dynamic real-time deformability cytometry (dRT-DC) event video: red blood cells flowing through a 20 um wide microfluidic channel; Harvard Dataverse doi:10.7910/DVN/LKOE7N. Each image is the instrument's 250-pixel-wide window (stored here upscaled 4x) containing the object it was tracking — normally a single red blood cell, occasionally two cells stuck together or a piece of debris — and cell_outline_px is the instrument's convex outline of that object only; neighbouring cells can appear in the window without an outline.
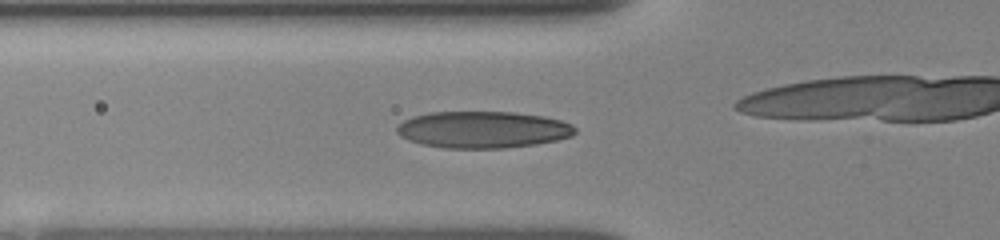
{"species": "human", "species_latin": "Homo sapiens", "temperature_condition": "room temperature", "stored_images_in_passage": 25, "camera_frame_rate_fps": 3000, "um_per_image_px": 0.085, "donor": {"sex": "female"}, "frame": {"image": 1, "passage_image": 19, "time_ms": 5.667, "image_size_px": [1000, 240], "cell_outline_px": [[576, 132], [572, 136], [556, 140], [536, 144], [504, 148], [444, 148], [420, 144], [408, 140], [400, 136], [396, 132], [396, 128], [404, 120], [412, 116], [432, 112], [516, 112], [544, 116], [560, 120], [572, 124], [576, 128]], "centroid_in_image_um": [41.04, 11.02], "position_along_channel_um": 84.8, "area_um2": 38.38}}
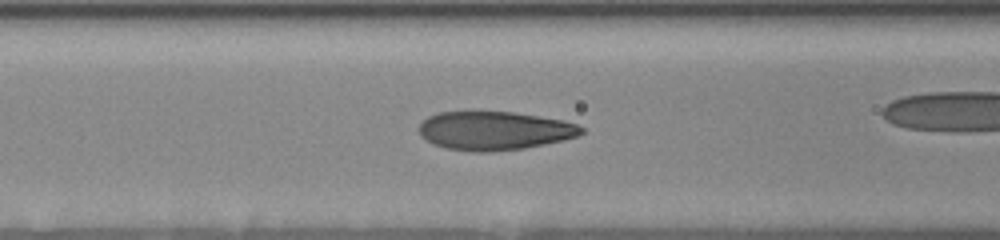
{"frame": {"image": 2, "passage_image": 22, "time_ms": 6.667, "image_size_px": [1000, 240], "cell_outline_px": [[584, 132], [576, 136], [564, 140], [524, 148], [488, 152], [476, 152], [444, 148], [432, 144], [420, 136], [416, 128], [428, 116], [440, 112], [512, 112], [560, 120], [576, 124], [584, 128]], "centroid_in_image_um": [41.96, 11.12], "position_along_channel_um": 124.6, "area_um2": 36.47}}